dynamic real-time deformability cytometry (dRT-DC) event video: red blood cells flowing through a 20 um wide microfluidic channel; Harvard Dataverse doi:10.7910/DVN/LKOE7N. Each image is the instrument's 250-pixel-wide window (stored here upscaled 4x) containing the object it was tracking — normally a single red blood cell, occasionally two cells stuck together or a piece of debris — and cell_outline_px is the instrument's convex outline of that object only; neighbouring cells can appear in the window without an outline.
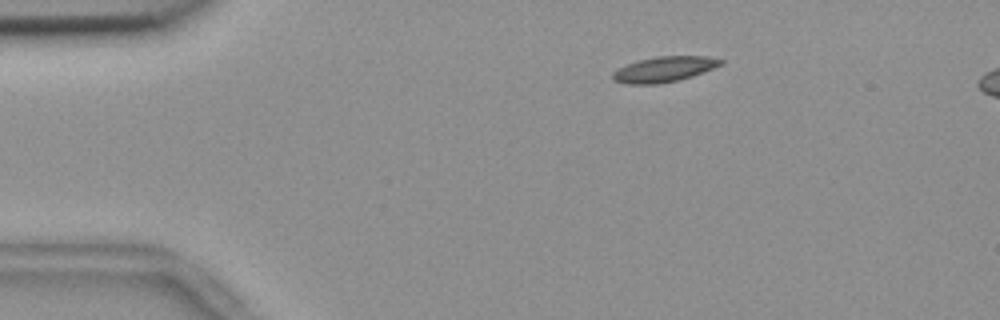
{"species": "common noctule bat (a hibernating species)", "species_latin": "Nyctalus noctula", "temperature_condition": "room temperature", "stored_images_in_passage": 56, "camera_frame_rate_fps": 3000, "um_per_image_px": 0.085, "animal": {"sex": "female", "body_mass_g": 18.4}, "frame": {"image": 1, "passage_image": 9, "time_ms": 2.667, "image_size_px": [1000, 320], "cell_outline_px": [[724, 64], [692, 76], [680, 80], [660, 84], [624, 84], [612, 80], [612, 72], [628, 64], [640, 60], [656, 56], [708, 56], [724, 60]], "centroid_in_image_um": [56.46, 5.89], "position_along_channel_um": 28.5, "area_um2": 16.07}}
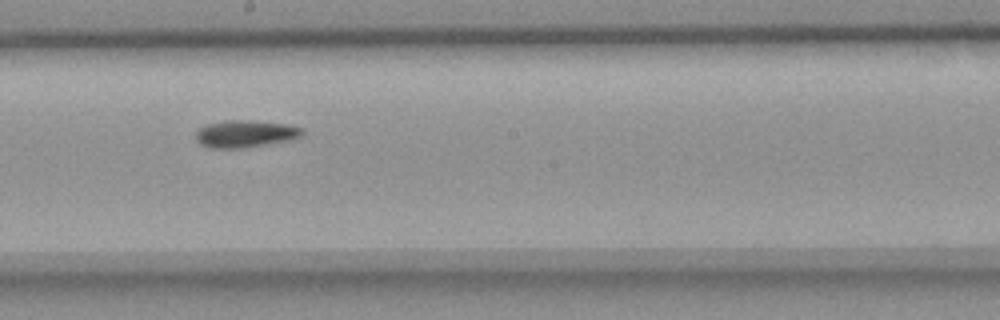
{"frame": {"image": 2, "passage_image": 30, "time_ms": 9.667, "image_size_px": [1000, 320], "cell_outline_px": [[304, 132], [300, 136], [288, 140], [268, 144], [244, 148], [208, 148], [200, 144], [196, 140], [196, 132], [204, 124], [224, 120], [252, 120], [288, 124], [304, 128]], "centroid_in_image_um": [20.83, 11.36], "position_along_channel_um": 227.4, "area_um2": 17.11}}
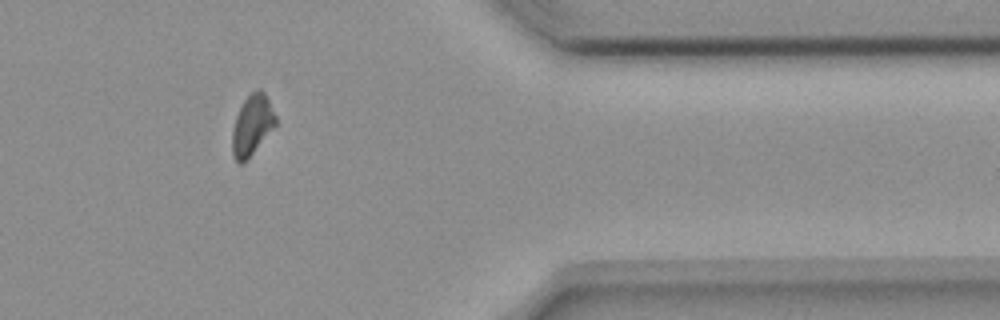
{"frame": {"image": 3, "passage_image": 45, "time_ms": 14.667, "image_size_px": [1000, 320], "cell_outline_px": [[276, 124], [244, 164], [240, 164], [232, 156], [232, 132], [236, 116], [244, 100], [256, 88], [260, 88], [264, 92], [276, 116]], "centroid_in_image_um": [21.41, 10.65], "position_along_channel_um": 390.0, "area_um2": 15.14}}